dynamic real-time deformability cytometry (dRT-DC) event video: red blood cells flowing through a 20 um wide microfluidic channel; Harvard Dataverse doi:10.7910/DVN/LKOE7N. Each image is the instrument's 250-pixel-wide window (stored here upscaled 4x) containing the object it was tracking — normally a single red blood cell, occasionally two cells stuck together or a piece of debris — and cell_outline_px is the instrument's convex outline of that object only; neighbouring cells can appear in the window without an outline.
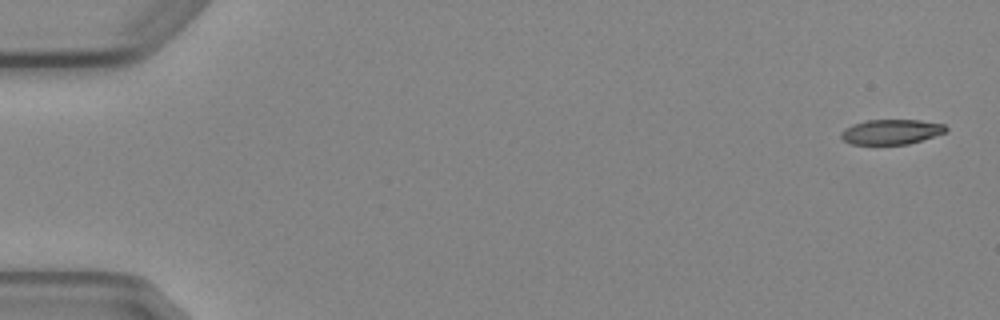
{"species": "Egyptian fruit bat (a non-hibernating species)", "species_latin": "Rousettus aegyptiacus", "temperature_condition": "cold", "stored_images_in_passage": 5, "camera_frame_rate_fps": 3000, "um_per_image_px": 0.085, "animal": {"sex": "female"}, "frame": {"image": 1, "passage_image": 1, "time_ms": 0.0, "image_size_px": [1000, 320], "cell_outline_px": [[948, 132], [908, 144], [852, 144], [844, 140], [840, 136], [840, 132], [844, 128], [852, 124], [864, 120], [920, 120], [944, 124], [948, 128]], "centroid_in_image_um": [75.76, 11.2], "position_along_channel_um": 9.2, "area_um2": 15.37}}
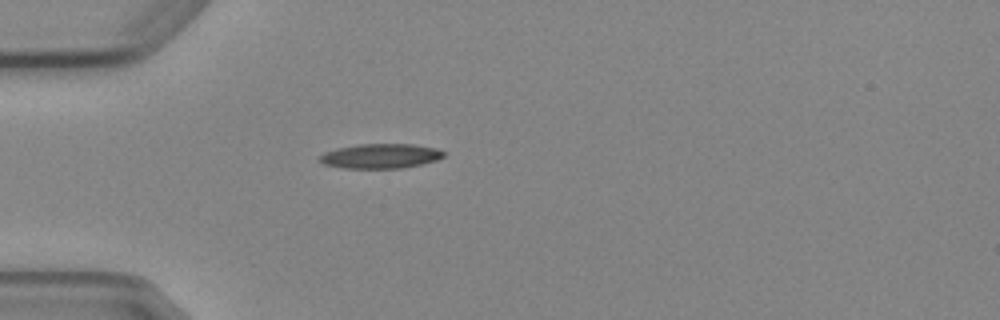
{"frame": {"image": 2, "passage_image": 5, "time_ms": 4.667, "image_size_px": [1000, 320], "cell_outline_px": [[444, 156], [436, 160], [420, 164], [400, 168], [344, 168], [324, 164], [316, 160], [324, 152], [336, 148], [356, 144], [412, 144], [436, 148], [444, 152]], "centroid_in_image_um": [32.29, 13.26], "position_along_channel_um": 52.7, "area_um2": 17.8}}